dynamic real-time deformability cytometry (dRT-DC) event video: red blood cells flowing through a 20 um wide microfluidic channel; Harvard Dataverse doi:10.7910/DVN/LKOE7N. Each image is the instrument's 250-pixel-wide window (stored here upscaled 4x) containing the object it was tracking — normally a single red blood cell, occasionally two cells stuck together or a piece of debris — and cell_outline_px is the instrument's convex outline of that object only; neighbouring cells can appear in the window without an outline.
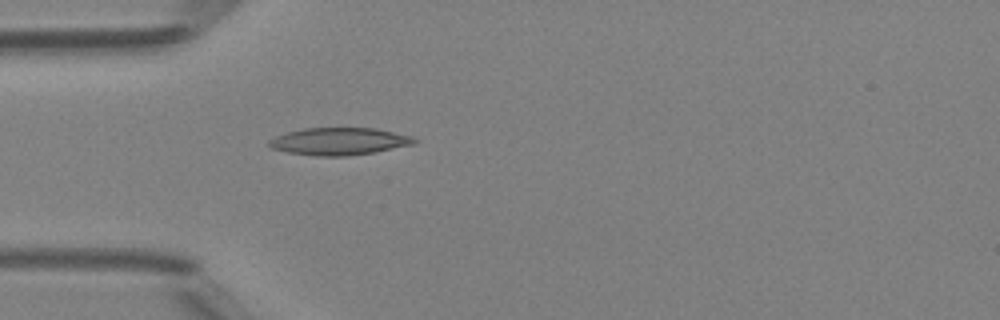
{"species": "Egyptian fruit bat (a non-hibernating species)", "species_latin": "Rousettus aegyptiacus", "temperature_condition": "room temperature", "stored_images_in_passage": 35, "camera_frame_rate_fps": 3000, "um_per_image_px": 0.085, "animal": {"sex": "female"}, "frame": {"image": 1, "passage_image": 1, "time_ms": 0.0, "image_size_px": [1000, 320], "cell_outline_px": [[420, 140], [412, 144], [376, 152], [348, 156], [316, 156], [288, 152], [272, 148], [268, 144], [268, 140], [276, 136], [288, 132], [304, 128], [376, 128], [412, 136]], "centroid_in_image_um": [28.85, 12.01], "position_along_channel_um": 56.2, "area_um2": 23.12}}
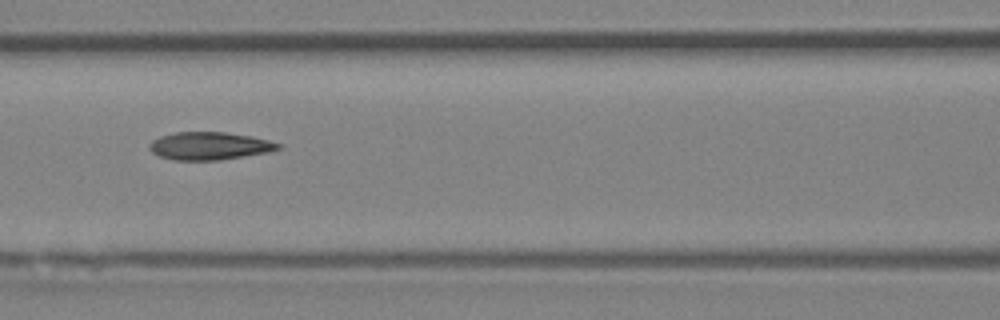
{"frame": {"image": 2, "passage_image": 8, "time_ms": 2.333, "image_size_px": [1000, 320], "cell_outline_px": [[284, 148], [268, 152], [220, 160], [172, 160], [160, 156], [152, 152], [148, 148], [148, 144], [152, 140], [160, 136], [176, 132], [224, 132], [252, 136], [284, 144]], "centroid_in_image_um": [17.83, 12.4], "position_along_channel_um": 148.8, "area_um2": 21.04}}
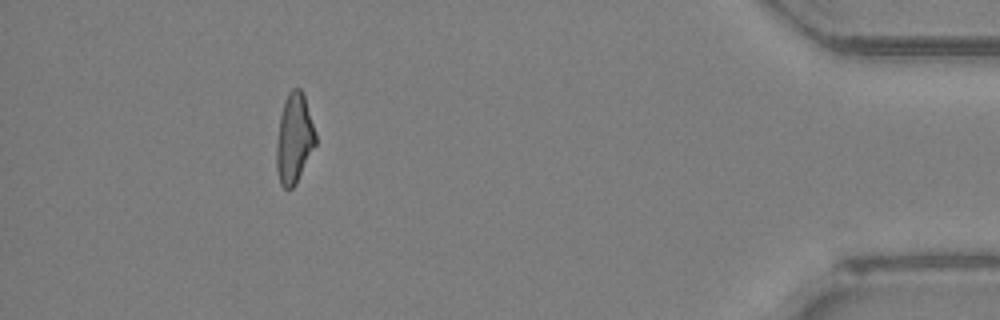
{"frame": {"image": 3, "passage_image": 31, "time_ms": 10.0, "image_size_px": [1000, 320], "cell_outline_px": [[316, 144], [296, 184], [292, 188], [284, 188], [280, 184], [276, 168], [276, 144], [280, 116], [284, 100], [288, 92], [292, 88], [300, 88], [304, 92], [316, 132]], "centroid_in_image_um": [25.01, 11.75], "position_along_channel_um": 410.2, "area_um2": 20.75}, "authors_computed_cell_mechanics": {"area_um2": 20.7502, "velocity_mm_per_s": 4.1912, "shape_relaxation_time_tau1_ms": 7.1907, "shape_relaxation_time_tau2_ms": 2.5507, "deformation_change_tau1": 0.2239, "deformation_change_tau2": 0.1164}}